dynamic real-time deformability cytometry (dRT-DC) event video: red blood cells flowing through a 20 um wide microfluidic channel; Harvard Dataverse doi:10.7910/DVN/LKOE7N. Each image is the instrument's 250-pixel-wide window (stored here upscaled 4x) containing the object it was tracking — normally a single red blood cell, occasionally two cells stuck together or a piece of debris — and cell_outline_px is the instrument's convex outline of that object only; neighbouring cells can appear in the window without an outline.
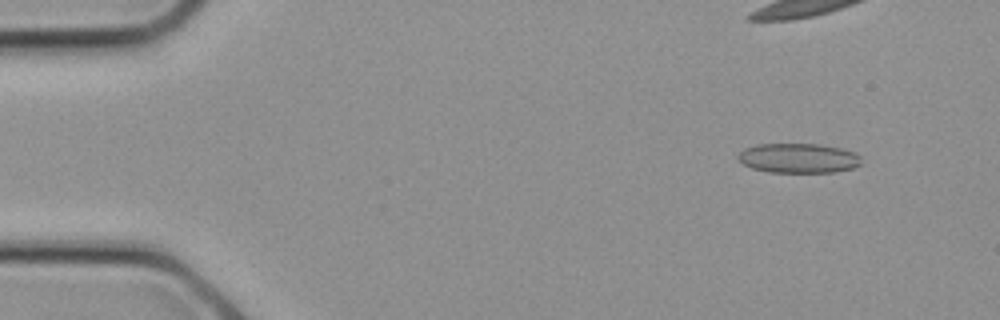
{"species": "common noctule bat (a hibernating species)", "species_latin": "Nyctalus noctula", "temperature_condition": "cold", "stored_images_in_passage": 17, "camera_frame_rate_fps": 3000, "um_per_image_px": 0.085, "animal": {"sex": "female", "body_mass_g": 21.9}, "frame": {"image": 1, "passage_image": 1, "time_ms": 0.0, "image_size_px": [1000, 320], "cell_outline_px": [[860, 164], [852, 168], [832, 172], [768, 172], [752, 168], [744, 164], [736, 156], [744, 148], [756, 144], [820, 144], [840, 148], [856, 152], [860, 156]], "centroid_in_image_um": [67.86, 13.43], "position_along_channel_um": 17.1, "area_um2": 21.27}}
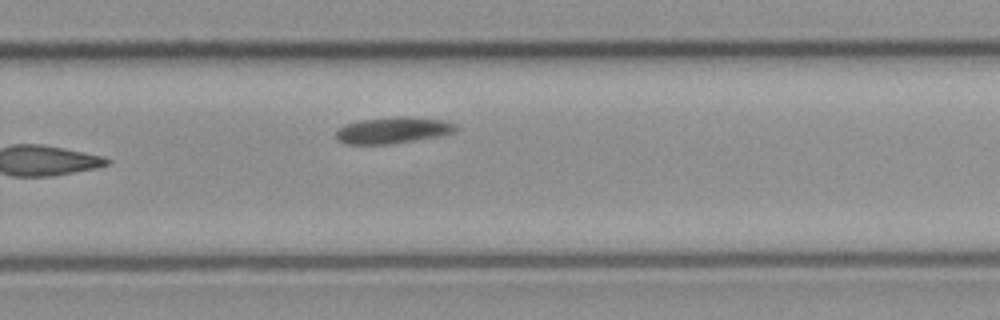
{"frame": {"image": 2, "passage_image": 17, "time_ms": 5.333, "image_size_px": [1000, 320], "cell_outline_px": [[456, 132], [440, 136], [392, 144], [344, 144], [336, 140], [336, 132], [340, 128], [348, 124], [360, 120], [400, 116], [404, 116], [444, 120], [456, 124]], "centroid_in_image_um": [33.42, 11.08], "position_along_channel_um": 296.4, "area_um2": 18.44}}